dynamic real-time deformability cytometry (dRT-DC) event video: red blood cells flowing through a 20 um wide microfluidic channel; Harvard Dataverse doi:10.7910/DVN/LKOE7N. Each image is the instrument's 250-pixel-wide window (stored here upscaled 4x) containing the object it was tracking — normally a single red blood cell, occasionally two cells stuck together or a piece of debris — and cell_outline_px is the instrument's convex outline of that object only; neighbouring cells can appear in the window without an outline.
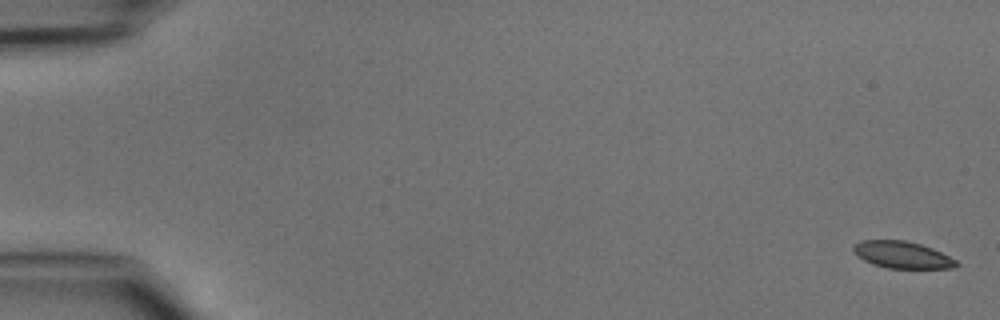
{"species": "common noctule bat (a hibernating species)", "species_latin": "Nyctalus noctula", "temperature_condition": "cold", "stored_images_in_passage": 48, "camera_frame_rate_fps": 3000, "um_per_image_px": 0.085, "animal": {"sex": "male", "body_mass_g": 15.6}, "frame": {"image": 1, "passage_image": 1, "time_ms": 0.0, "image_size_px": [1000, 320], "cell_outline_px": [[960, 264], [956, 268], [888, 268], [872, 264], [856, 256], [852, 252], [852, 248], [860, 240], [904, 240], [920, 244], [932, 248], [956, 260]], "centroid_in_image_um": [76.67, 21.66], "position_along_channel_um": 8.3, "area_um2": 16.18}}
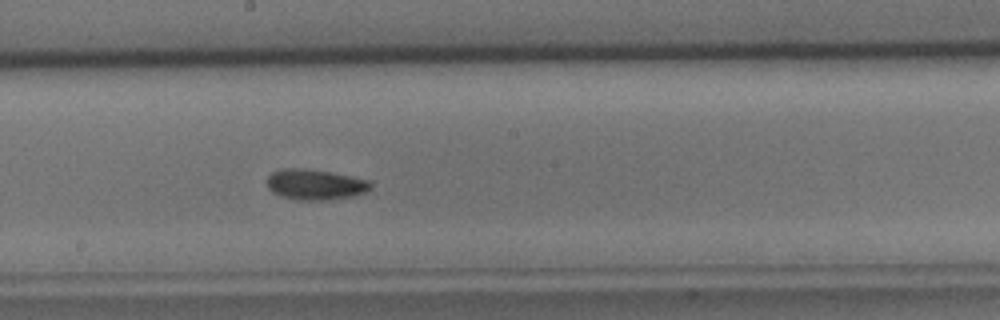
{"frame": {"image": 2, "passage_image": 27, "time_ms": 8.667, "image_size_px": [1000, 320], "cell_outline_px": [[372, 188], [364, 192], [352, 196], [332, 200], [300, 200], [284, 196], [272, 192], [268, 188], [268, 176], [272, 172], [284, 168], [300, 168], [328, 172], [368, 180], [372, 184]], "centroid_in_image_um": [26.79, 15.69], "position_along_channel_um": 221.4, "area_um2": 18.15}}
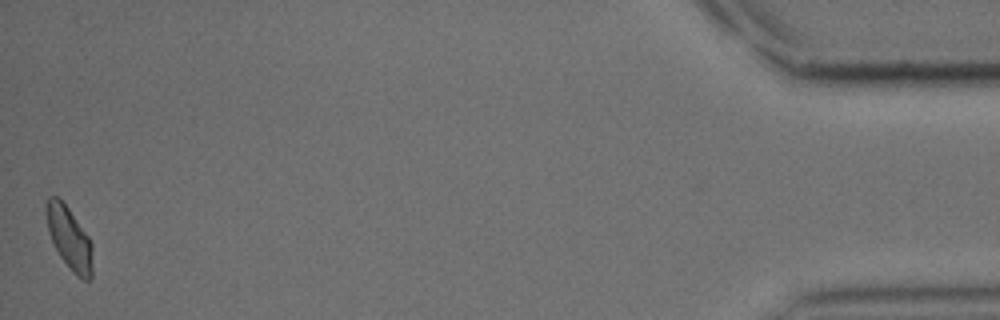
{"frame": {"image": 3, "passage_image": 48, "time_ms": 15.667, "image_size_px": [1000, 320], "cell_outline_px": [[92, 276], [88, 280], [84, 280], [76, 276], [72, 272], [60, 256], [48, 232], [44, 212], [48, 196], [56, 196], [68, 208], [88, 236], [92, 244]], "centroid_in_image_um": [5.87, 20.25], "position_along_channel_um": 429.3, "area_um2": 16.82}}